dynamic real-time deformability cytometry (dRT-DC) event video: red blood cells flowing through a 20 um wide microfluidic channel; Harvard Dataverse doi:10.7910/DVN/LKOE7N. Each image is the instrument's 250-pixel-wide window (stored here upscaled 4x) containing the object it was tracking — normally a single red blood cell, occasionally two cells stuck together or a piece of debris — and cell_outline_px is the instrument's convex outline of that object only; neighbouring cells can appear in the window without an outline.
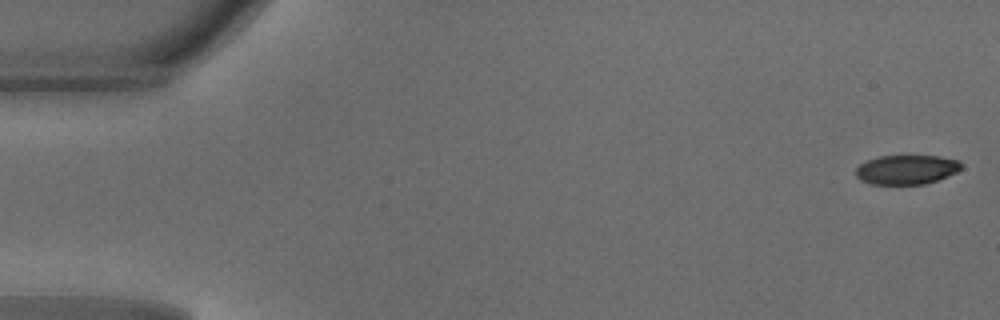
{"species": "common noctule bat (a hibernating species)", "species_latin": "Nyctalus noctula", "temperature_condition": "warm", "stored_images_in_passage": 48, "camera_frame_rate_fps": 3000, "um_per_image_px": 0.085, "animal": {"sex": "male", "body_mass_g": 18.8}, "frame": {"image": 1, "passage_image": 1, "time_ms": 0.0, "image_size_px": [1000, 320], "cell_outline_px": [[964, 168], [956, 172], [936, 180], [924, 184], [872, 184], [860, 180], [856, 176], [856, 168], [860, 164], [868, 160], [880, 156], [940, 156], [956, 160]], "centroid_in_image_um": [77.04, 14.42], "position_along_channel_um": 8.0, "area_um2": 17.86}}
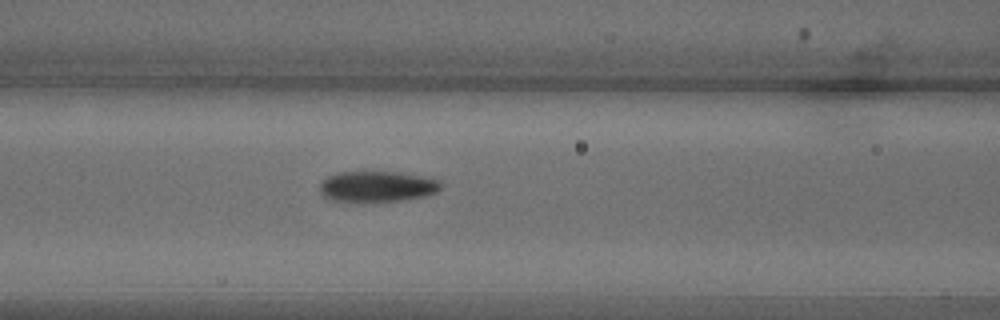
{"frame": {"image": 2, "passage_image": 20, "time_ms": 6.333, "image_size_px": [1000, 320], "cell_outline_px": [[440, 188], [436, 192], [424, 196], [400, 200], [332, 200], [324, 196], [320, 192], [320, 180], [328, 176], [340, 172], [396, 172], [420, 176], [436, 180], [440, 184]], "centroid_in_image_um": [32.0, 15.83], "position_along_channel_um": 134.6, "area_um2": 20.98}}
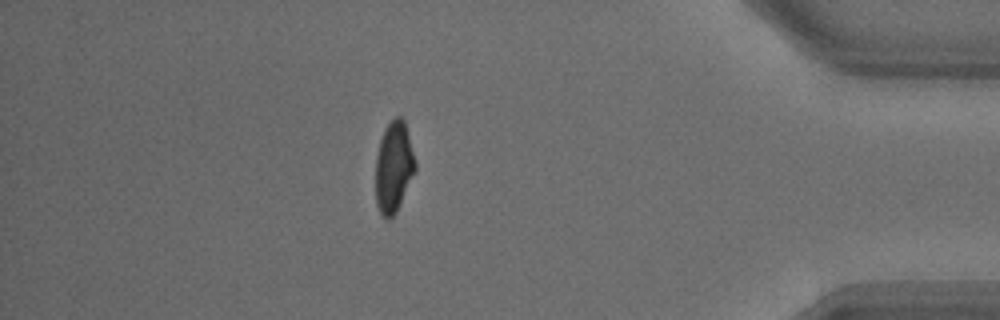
{"frame": {"image": 3, "passage_image": 42, "time_ms": 13.667, "image_size_px": [1000, 320], "cell_outline_px": [[416, 168], [396, 212], [388, 220], [380, 212], [376, 204], [376, 156], [380, 140], [384, 128], [396, 116], [400, 116], [404, 120], [416, 160]], "centroid_in_image_um": [33.46, 14.17], "position_along_channel_um": 401.7, "area_um2": 20.81}, "authors_computed_cell_mechanics": {"area_um2": 21.386, "velocity_mm_per_s": 4.1961, "shape_relaxation_time_tau1_ms": 3.1464, "shape_relaxation_time_tau2_ms": 3.81, "deformation_change_tau1": 0.1584, "deformation_change_tau2": 0.0782}}